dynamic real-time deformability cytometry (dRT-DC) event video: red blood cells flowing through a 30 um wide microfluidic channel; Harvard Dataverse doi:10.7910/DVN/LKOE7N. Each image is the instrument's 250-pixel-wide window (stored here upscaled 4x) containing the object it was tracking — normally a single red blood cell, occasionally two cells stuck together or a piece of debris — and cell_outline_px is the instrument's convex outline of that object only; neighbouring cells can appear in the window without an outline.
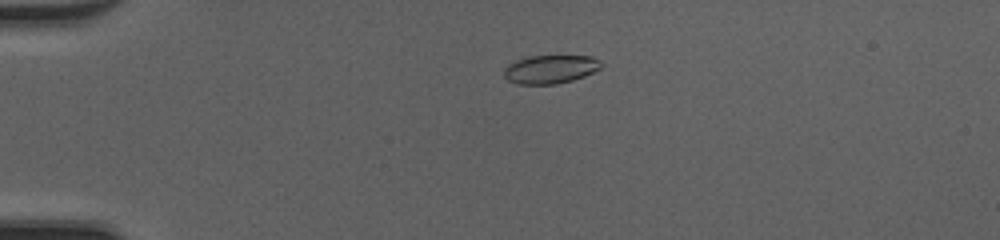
{"species": "common noctule bat (a hibernating species)", "species_latin": "Nyctalus noctula", "temperature_condition": "cold", "stored_images_in_passage": 46, "camera_frame_rate_fps": 3000, "um_per_image_px": 0.085, "animal": {"sex": "female", "body_mass_g": 20.0, "forearm_length_mm": 54.0}, "frame": {"image": 1, "passage_image": 8, "time_ms": 2.333, "image_size_px": [1000, 240], "cell_outline_px": [[604, 64], [600, 68], [584, 76], [572, 80], [556, 84], [516, 84], [508, 80], [504, 76], [504, 68], [508, 64], [516, 60], [528, 56], [592, 56], [600, 60]], "centroid_in_image_um": [46.77, 5.88], "position_along_channel_um": 38.2, "area_um2": 16.18}}
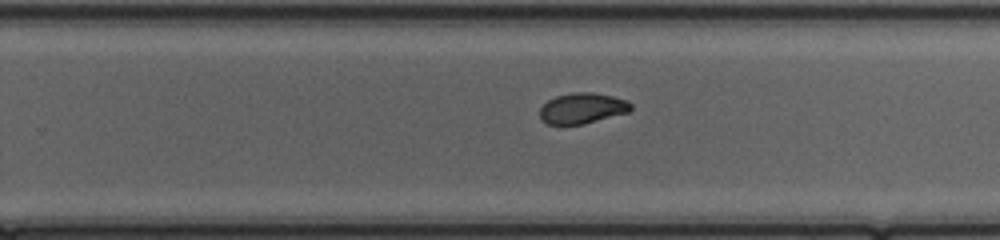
{"frame": {"image": 2, "passage_image": 29, "time_ms": 9.333, "image_size_px": [1000, 240], "cell_outline_px": [[632, 108], [628, 112], [584, 124], [548, 124], [540, 120], [540, 108], [548, 100], [556, 96], [572, 92], [592, 92], [612, 96], [628, 100], [632, 104]], "centroid_in_image_um": [49.49, 9.19], "position_along_channel_um": 280.3, "area_um2": 16.3}}
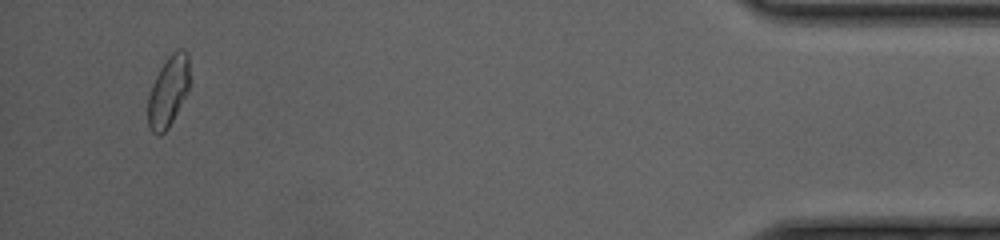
{"frame": {"image": 3, "passage_image": 44, "time_ms": 14.333, "image_size_px": [1000, 240], "cell_outline_px": [[188, 92], [168, 128], [160, 136], [156, 136], [148, 128], [148, 96], [152, 84], [160, 68], [168, 56], [176, 48], [184, 48], [188, 52]], "centroid_in_image_um": [14.29, 7.77], "position_along_channel_um": 420.9, "area_um2": 17.28}, "authors_computed_cell_mechanics": {"area_um2": 16.8198, "velocity_mm_per_s": 4.1771, "shape_relaxation_time_tau1_ms": null, "shape_relaxation_time_tau2_ms": 1.1431, "deformation_change_tau1": null, "deformation_change_tau2": 0.05}}